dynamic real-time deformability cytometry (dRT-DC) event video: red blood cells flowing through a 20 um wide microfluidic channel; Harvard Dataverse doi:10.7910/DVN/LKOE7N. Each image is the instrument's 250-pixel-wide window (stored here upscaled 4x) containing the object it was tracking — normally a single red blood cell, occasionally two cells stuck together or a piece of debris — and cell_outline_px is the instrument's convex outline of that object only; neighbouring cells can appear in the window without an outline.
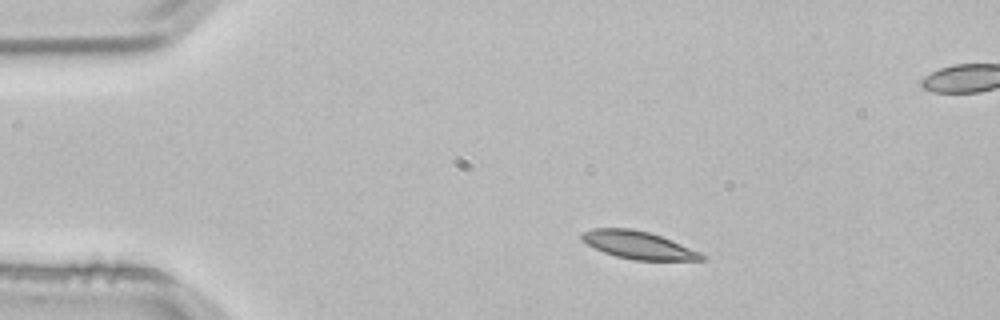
{"species": "common noctule bat (a hibernating species)", "species_latin": "Nyctalus noctula", "temperature_condition": "room temperature", "stored_images_in_passage": 3, "segment_of_instrument_passage": [1, 2], "camera_frame_rate_fps": 3000, "um_per_image_px": 0.085, "animal": {"sex": "male", "body_mass_g": 21.5, "forearm_length_mm": 52.0}, "frame": {"image": 1, "passage_image": 1, "time_ms": 0.0, "image_size_px": [1000, 320], "cell_outline_px": [[708, 256], [704, 260], [632, 260], [616, 256], [604, 252], [588, 244], [580, 236], [584, 232], [592, 228], [632, 228], [648, 232], [660, 236], [700, 252]], "centroid_in_image_um": [54.28, 20.83], "position_along_channel_um": 30.7, "area_um2": 19.07}}